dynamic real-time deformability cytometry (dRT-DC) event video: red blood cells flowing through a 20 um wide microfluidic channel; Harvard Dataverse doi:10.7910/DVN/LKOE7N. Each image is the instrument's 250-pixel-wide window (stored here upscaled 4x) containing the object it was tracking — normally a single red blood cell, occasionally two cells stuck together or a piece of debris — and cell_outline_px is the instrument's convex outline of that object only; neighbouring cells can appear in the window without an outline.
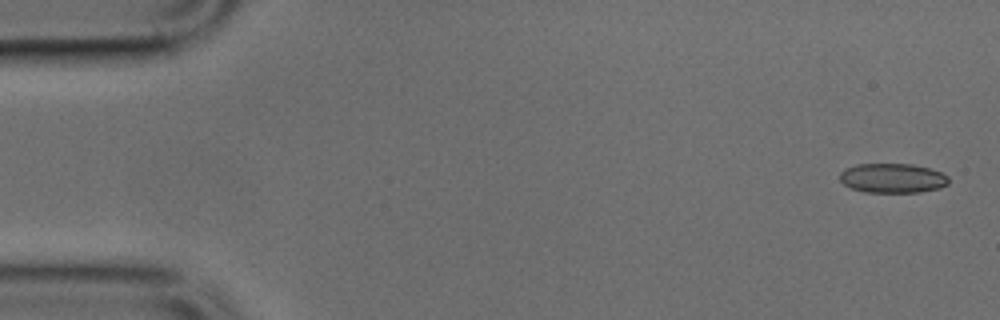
{"species": "common noctule bat (a hibernating species)", "species_latin": "Nyctalus noctula", "temperature_condition": "cold", "stored_images_in_passage": 7, "camera_frame_rate_fps": 3000, "um_per_image_px": 0.085, "animal": {"sex": "male", "body_mass_g": 17.9, "forearm_length_mm": 54.2}, "frame": {"image": 1, "passage_image": 1, "time_ms": 0.0, "image_size_px": [1000, 320], "cell_outline_px": [[948, 184], [940, 188], [920, 192], [864, 192], [852, 188], [844, 184], [840, 180], [840, 172], [844, 168], [856, 164], [912, 164], [928, 168], [940, 172], [948, 176]], "centroid_in_image_um": [75.85, 15.14], "position_along_channel_um": 9.2, "area_um2": 18.73}}